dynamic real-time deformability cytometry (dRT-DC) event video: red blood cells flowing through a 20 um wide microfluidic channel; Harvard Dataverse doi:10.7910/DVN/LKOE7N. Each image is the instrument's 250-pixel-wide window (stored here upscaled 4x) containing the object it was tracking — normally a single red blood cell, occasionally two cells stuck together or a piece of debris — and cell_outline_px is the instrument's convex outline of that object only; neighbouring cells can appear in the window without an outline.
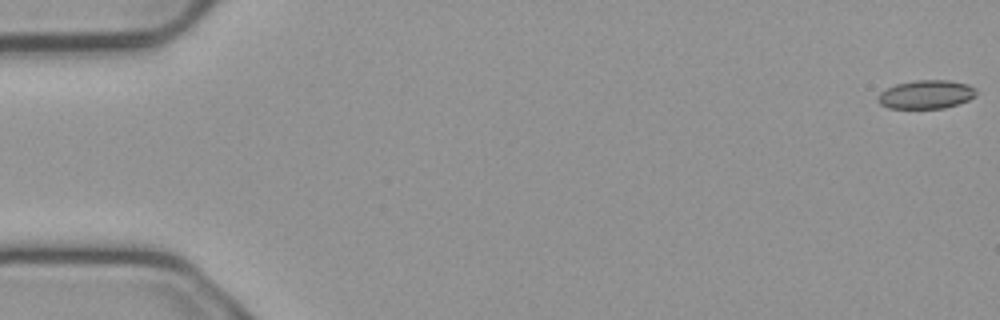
{"species": "common noctule bat (a hibernating species)", "species_latin": "Nyctalus noctula", "temperature_condition": "cold", "stored_images_in_passage": 9, "camera_frame_rate_fps": 3000, "um_per_image_px": 0.085, "animal": {"sex": "male", "body_mass_g": 23.1, "forearm_length_mm": 52.7}, "frame": {"image": 1, "passage_image": 1, "time_ms": 0.0, "image_size_px": [1000, 320], "cell_outline_px": [[976, 96], [968, 100], [944, 108], [888, 108], [880, 104], [876, 100], [880, 92], [896, 84], [916, 80], [948, 80], [968, 84], [976, 88]], "centroid_in_image_um": [78.72, 8.02], "position_along_channel_um": 6.3, "area_um2": 16.36}}
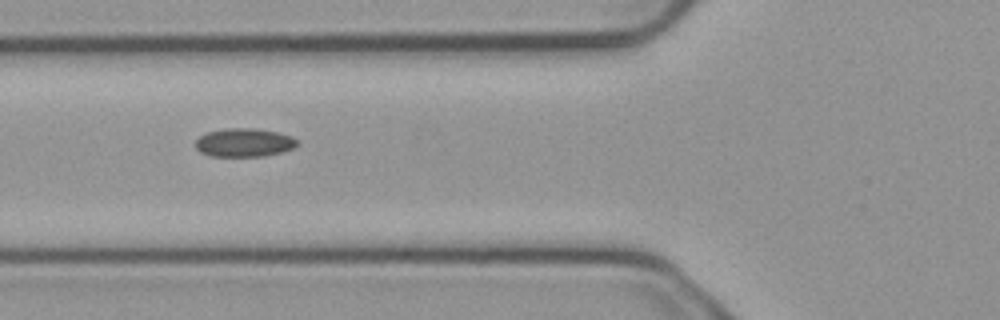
{"frame": {"image": 2, "passage_image": 7, "time_ms": 2.0, "image_size_px": [1000, 320], "cell_outline_px": [[296, 144], [292, 148], [280, 152], [264, 156], [208, 156], [200, 152], [196, 148], [196, 140], [200, 136], [208, 132], [224, 128], [256, 128], [276, 132], [292, 136], [296, 140]], "centroid_in_image_um": [20.71, 12.11], "position_along_channel_um": 105.1, "area_um2": 16.76}}
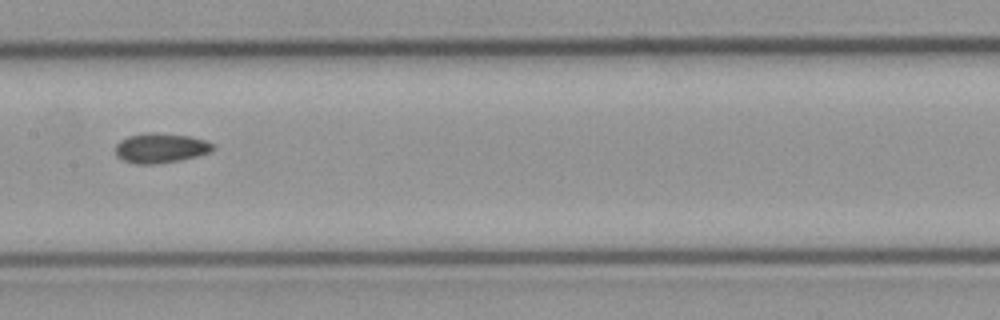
{"frame": {"image": 3, "passage_image": 9, "time_ms": 2.667, "image_size_px": [1000, 320], "cell_outline_px": [[216, 148], [212, 152], [180, 160], [156, 164], [136, 164], [124, 160], [116, 156], [116, 144], [120, 140], [128, 136], [144, 132], [152, 132], [188, 136], [204, 140], [212, 144]], "centroid_in_image_um": [13.64, 12.58], "position_along_channel_um": 193.8, "area_um2": 16.94}}